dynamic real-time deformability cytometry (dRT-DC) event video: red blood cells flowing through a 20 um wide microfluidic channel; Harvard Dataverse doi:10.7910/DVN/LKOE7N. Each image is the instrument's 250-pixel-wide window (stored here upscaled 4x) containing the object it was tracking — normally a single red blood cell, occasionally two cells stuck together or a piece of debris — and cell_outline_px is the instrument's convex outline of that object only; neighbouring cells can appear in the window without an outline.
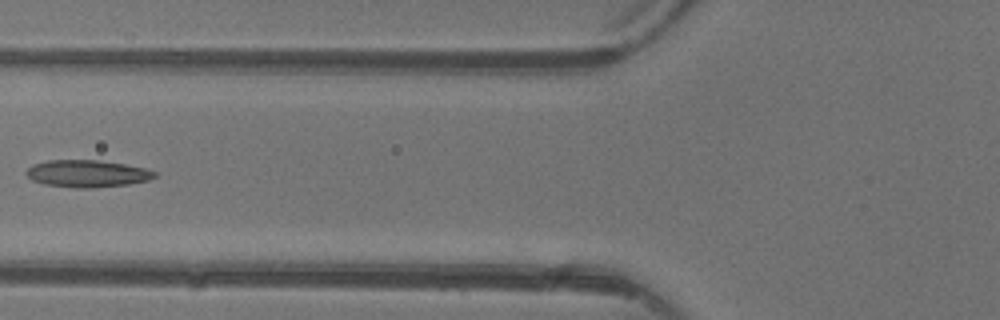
{"species": "common noctule bat (a hibernating species)", "species_latin": "Nyctalus noctula", "temperature_condition": "warm", "stored_images_in_passage": 4, "camera_frame_rate_fps": 3000, "um_per_image_px": 0.085, "animal": {"sex": "female"}, "frame": {"image": 1, "passage_image": 4, "time_ms": 4.0, "image_size_px": [1000, 320], "cell_outline_px": [[156, 176], [148, 180], [128, 184], [96, 188], [76, 188], [44, 184], [32, 180], [24, 172], [32, 164], [48, 160], [96, 160], [124, 164], [144, 168], [156, 172]], "centroid_in_image_um": [7.38, 14.76], "position_along_channel_um": 118.4, "area_um2": 20.29}}